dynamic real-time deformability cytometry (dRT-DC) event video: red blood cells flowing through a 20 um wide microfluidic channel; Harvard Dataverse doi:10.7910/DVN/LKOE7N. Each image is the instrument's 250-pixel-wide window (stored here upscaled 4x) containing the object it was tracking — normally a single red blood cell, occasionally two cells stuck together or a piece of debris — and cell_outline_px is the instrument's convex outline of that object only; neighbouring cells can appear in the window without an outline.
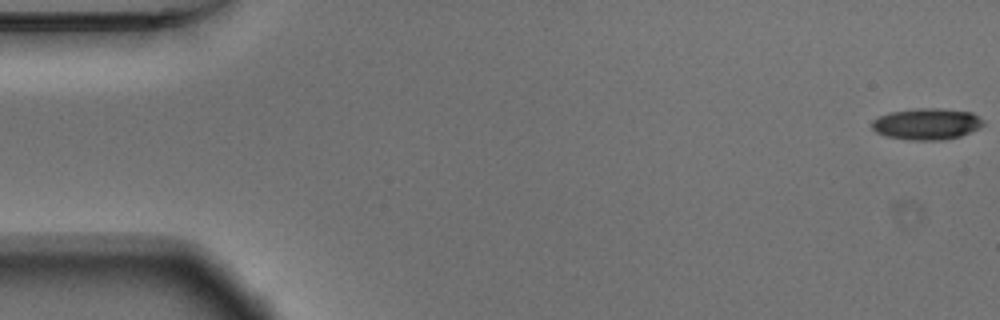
{"species": "Egyptian fruit bat (a non-hibernating species)", "species_latin": "Rousettus aegyptiacus", "temperature_condition": "warm", "stored_images_in_passage": 54, "camera_frame_rate_fps": 3000, "um_per_image_px": 0.085, "animal": {"sex": "male"}, "frame": {"image": 1, "passage_image": 1, "time_ms": 0.0, "image_size_px": [1000, 320], "cell_outline_px": [[984, 124], [980, 128], [960, 136], [944, 140], [908, 140], [888, 136], [876, 132], [872, 128], [872, 120], [888, 112], [916, 108], [940, 108], [972, 112], [984, 120]], "centroid_in_image_um": [78.79, 10.53], "position_along_channel_um": 6.2, "area_um2": 20.52}}
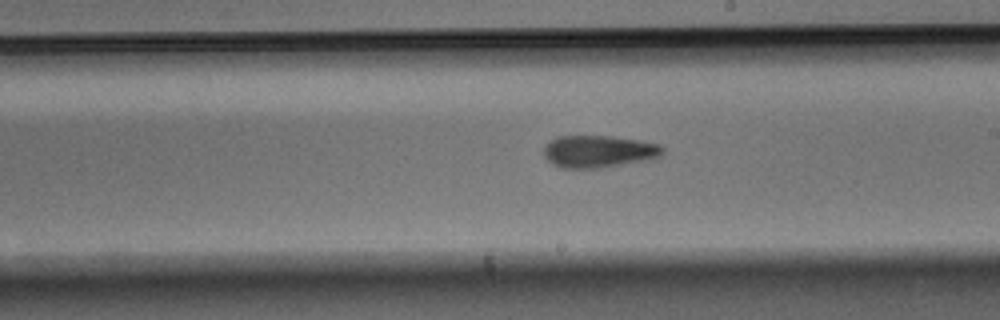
{"frame": {"image": 2, "passage_image": 31, "time_ms": 10.0, "image_size_px": [1000, 320], "cell_outline_px": [[664, 152], [660, 156], [652, 160], [600, 168], [560, 168], [552, 164], [544, 156], [544, 144], [556, 136], [612, 136], [640, 140], [660, 144], [664, 148]], "centroid_in_image_um": [50.9, 12.87], "position_along_channel_um": 238.1, "area_um2": 22.77}}
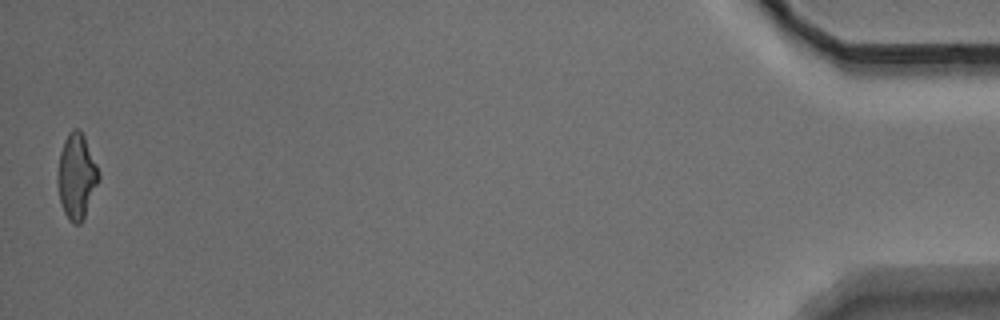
{"frame": {"image": 3, "passage_image": 54, "time_ms": 17.667, "image_size_px": [1000, 320], "cell_outline_px": [[100, 180], [84, 216], [80, 224], [72, 224], [68, 220], [64, 212], [60, 200], [56, 180], [60, 152], [64, 140], [68, 132], [72, 128], [80, 128], [84, 136], [100, 172]], "centroid_in_image_um": [6.5, 14.96], "position_along_channel_um": 428.7, "area_um2": 20.58}, "authors_computed_cell_mechanics": {"area_um2": 21.2704, "velocity_mm_per_s": 3.7357, "shape_relaxation_time_tau1_ms": null, "shape_relaxation_time_tau2_ms": 6.4509, "deformation_change_tau1": null, "deformation_change_tau2": 0.1832}}